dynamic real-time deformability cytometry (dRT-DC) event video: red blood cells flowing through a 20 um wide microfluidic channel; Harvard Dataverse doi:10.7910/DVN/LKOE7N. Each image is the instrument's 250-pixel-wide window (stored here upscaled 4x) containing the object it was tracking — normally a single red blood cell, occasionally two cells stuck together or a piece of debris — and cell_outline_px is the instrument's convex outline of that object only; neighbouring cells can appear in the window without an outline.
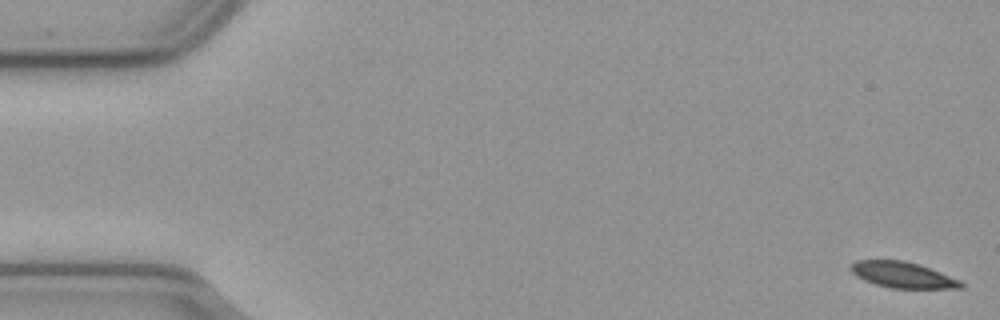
{"species": "common noctule bat (a hibernating species)", "species_latin": "Nyctalus noctula", "temperature_condition": "cold", "stored_images_in_passage": 56, "camera_frame_rate_fps": 3000, "um_per_image_px": 0.085, "animal": {"sex": "male", "body_mass_g": 23.1, "forearm_length_mm": 52.7}, "frame": {"image": 1, "passage_image": 1, "time_ms": 0.0, "image_size_px": [1000, 320], "cell_outline_px": [[964, 288], [892, 288], [876, 284], [864, 280], [856, 276], [848, 268], [856, 260], [904, 260], [920, 264], [960, 280], [964, 284]], "centroid_in_image_um": [76.72, 23.36], "position_along_channel_um": 8.3, "area_um2": 16.65}}
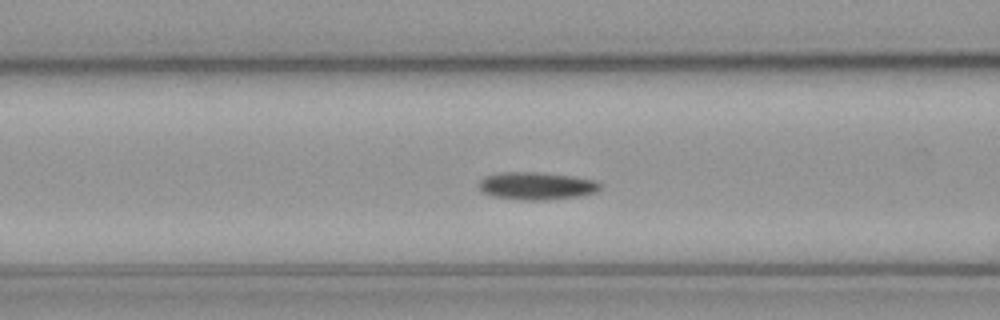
{"frame": {"image": 2, "passage_image": 22, "time_ms": 7.0, "image_size_px": [1000, 320], "cell_outline_px": [[604, 184], [596, 192], [580, 196], [544, 200], [520, 200], [492, 196], [484, 192], [480, 188], [480, 180], [484, 176], [500, 172], [536, 172], [572, 176], [600, 180]], "centroid_in_image_um": [45.67, 15.79], "position_along_channel_um": 120.9, "area_um2": 19.71}}
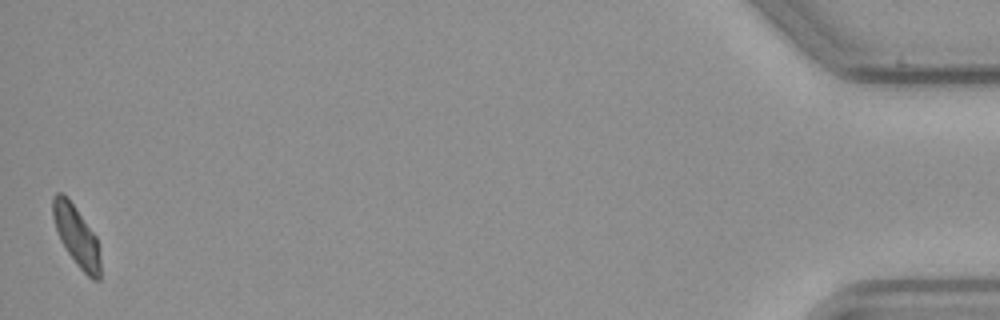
{"frame": {"image": 3, "passage_image": 56, "time_ms": 18.333, "image_size_px": [1000, 320], "cell_outline_px": [[100, 280], [92, 280], [76, 264], [60, 240], [52, 216], [52, 196], [56, 192], [60, 192], [76, 208], [96, 236], [100, 260]], "centroid_in_image_um": [6.49, 20.07], "position_along_channel_um": 428.7, "area_um2": 16.42}, "authors_computed_cell_mechanics": {"area_um2": 18.0914, "velocity_mm_per_s": 3.6175, "shape_relaxation_time_tau1_ms": 4.0029, "shape_relaxation_time_tau2_ms": null, "deformation_change_tau1": 0.0914, "deformation_change_tau2": null}}